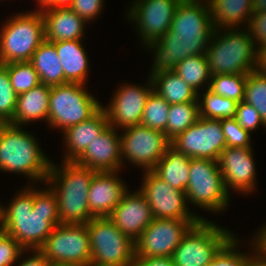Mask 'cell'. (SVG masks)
<instances>
[{"label":"cell","instance_id":"6da1fadb","mask_svg":"<svg viewBox=\"0 0 266 266\" xmlns=\"http://www.w3.org/2000/svg\"><path fill=\"white\" fill-rule=\"evenodd\" d=\"M205 1L203 4L202 0H181L169 31L147 44L156 54L150 79L174 71L176 65L189 56L206 55L215 29L208 1Z\"/></svg>","mask_w":266,"mask_h":266},{"label":"cell","instance_id":"7a4b0ae2","mask_svg":"<svg viewBox=\"0 0 266 266\" xmlns=\"http://www.w3.org/2000/svg\"><path fill=\"white\" fill-rule=\"evenodd\" d=\"M26 187L9 203L0 205V230L24 250H39L56 225H60L57 197L53 190Z\"/></svg>","mask_w":266,"mask_h":266},{"label":"cell","instance_id":"3957f363","mask_svg":"<svg viewBox=\"0 0 266 266\" xmlns=\"http://www.w3.org/2000/svg\"><path fill=\"white\" fill-rule=\"evenodd\" d=\"M95 172L74 162L63 161L60 168L51 163L46 184L57 197L61 224H86L94 217L89 211L88 192Z\"/></svg>","mask_w":266,"mask_h":266},{"label":"cell","instance_id":"277c9868","mask_svg":"<svg viewBox=\"0 0 266 266\" xmlns=\"http://www.w3.org/2000/svg\"><path fill=\"white\" fill-rule=\"evenodd\" d=\"M32 134L21 126L0 123V170L24 174L32 182H46L52 162Z\"/></svg>","mask_w":266,"mask_h":266},{"label":"cell","instance_id":"5b68a950","mask_svg":"<svg viewBox=\"0 0 266 266\" xmlns=\"http://www.w3.org/2000/svg\"><path fill=\"white\" fill-rule=\"evenodd\" d=\"M215 29L206 49L211 76L216 74H248L254 71L257 48L248 30ZM219 30V31H218Z\"/></svg>","mask_w":266,"mask_h":266},{"label":"cell","instance_id":"8992f818","mask_svg":"<svg viewBox=\"0 0 266 266\" xmlns=\"http://www.w3.org/2000/svg\"><path fill=\"white\" fill-rule=\"evenodd\" d=\"M44 40L41 11L14 15L0 33V63L29 62Z\"/></svg>","mask_w":266,"mask_h":266},{"label":"cell","instance_id":"52a82bcc","mask_svg":"<svg viewBox=\"0 0 266 266\" xmlns=\"http://www.w3.org/2000/svg\"><path fill=\"white\" fill-rule=\"evenodd\" d=\"M86 225L91 248L90 266H133L134 241L108 217H93Z\"/></svg>","mask_w":266,"mask_h":266},{"label":"cell","instance_id":"ba28073f","mask_svg":"<svg viewBox=\"0 0 266 266\" xmlns=\"http://www.w3.org/2000/svg\"><path fill=\"white\" fill-rule=\"evenodd\" d=\"M102 107L84 84L65 83L52 86L49 97L48 123L65 131L93 117Z\"/></svg>","mask_w":266,"mask_h":266},{"label":"cell","instance_id":"9c48e42d","mask_svg":"<svg viewBox=\"0 0 266 266\" xmlns=\"http://www.w3.org/2000/svg\"><path fill=\"white\" fill-rule=\"evenodd\" d=\"M233 233L206 219L194 224L175 248V266H205L233 237Z\"/></svg>","mask_w":266,"mask_h":266},{"label":"cell","instance_id":"30bf717a","mask_svg":"<svg viewBox=\"0 0 266 266\" xmlns=\"http://www.w3.org/2000/svg\"><path fill=\"white\" fill-rule=\"evenodd\" d=\"M189 181L186 188L187 201L204 210L215 213L228 206L230 191L216 160L191 158Z\"/></svg>","mask_w":266,"mask_h":266},{"label":"cell","instance_id":"8fae6325","mask_svg":"<svg viewBox=\"0 0 266 266\" xmlns=\"http://www.w3.org/2000/svg\"><path fill=\"white\" fill-rule=\"evenodd\" d=\"M39 251L52 266H90L87 225H56Z\"/></svg>","mask_w":266,"mask_h":266},{"label":"cell","instance_id":"7c38bea8","mask_svg":"<svg viewBox=\"0 0 266 266\" xmlns=\"http://www.w3.org/2000/svg\"><path fill=\"white\" fill-rule=\"evenodd\" d=\"M121 155L132 164L151 171L171 146V141L164 132L143 125L122 129Z\"/></svg>","mask_w":266,"mask_h":266},{"label":"cell","instance_id":"4fadbf2b","mask_svg":"<svg viewBox=\"0 0 266 266\" xmlns=\"http://www.w3.org/2000/svg\"><path fill=\"white\" fill-rule=\"evenodd\" d=\"M140 192L145 196L151 207L153 218L204 220L188 209L185 191L171 187L159 178L152 170L145 171Z\"/></svg>","mask_w":266,"mask_h":266},{"label":"cell","instance_id":"5bb4252c","mask_svg":"<svg viewBox=\"0 0 266 266\" xmlns=\"http://www.w3.org/2000/svg\"><path fill=\"white\" fill-rule=\"evenodd\" d=\"M199 221L154 218L134 242L135 257H172L183 236Z\"/></svg>","mask_w":266,"mask_h":266},{"label":"cell","instance_id":"9a60e30c","mask_svg":"<svg viewBox=\"0 0 266 266\" xmlns=\"http://www.w3.org/2000/svg\"><path fill=\"white\" fill-rule=\"evenodd\" d=\"M171 146L189 158L218 161L221 151L226 147L221 121L200 117L174 138Z\"/></svg>","mask_w":266,"mask_h":266},{"label":"cell","instance_id":"2e32d148","mask_svg":"<svg viewBox=\"0 0 266 266\" xmlns=\"http://www.w3.org/2000/svg\"><path fill=\"white\" fill-rule=\"evenodd\" d=\"M181 0H135L127 15L139 30L144 45L158 40L169 31Z\"/></svg>","mask_w":266,"mask_h":266},{"label":"cell","instance_id":"e0dca14e","mask_svg":"<svg viewBox=\"0 0 266 266\" xmlns=\"http://www.w3.org/2000/svg\"><path fill=\"white\" fill-rule=\"evenodd\" d=\"M146 85L125 84L117 89L109 106L103 108L111 127L118 130L140 125L147 98L153 91V83L149 77Z\"/></svg>","mask_w":266,"mask_h":266},{"label":"cell","instance_id":"ac0fdd59","mask_svg":"<svg viewBox=\"0 0 266 266\" xmlns=\"http://www.w3.org/2000/svg\"><path fill=\"white\" fill-rule=\"evenodd\" d=\"M218 163L227 191L230 188L248 194L254 190L256 169L252 147H225Z\"/></svg>","mask_w":266,"mask_h":266},{"label":"cell","instance_id":"d6986e66","mask_svg":"<svg viewBox=\"0 0 266 266\" xmlns=\"http://www.w3.org/2000/svg\"><path fill=\"white\" fill-rule=\"evenodd\" d=\"M74 163L96 172H118L124 163L121 155V136L117 129L109 125Z\"/></svg>","mask_w":266,"mask_h":266},{"label":"cell","instance_id":"ffe728a7","mask_svg":"<svg viewBox=\"0 0 266 266\" xmlns=\"http://www.w3.org/2000/svg\"><path fill=\"white\" fill-rule=\"evenodd\" d=\"M107 217L134 242L154 219L151 207L140 190L127 191Z\"/></svg>","mask_w":266,"mask_h":266},{"label":"cell","instance_id":"44dd1931","mask_svg":"<svg viewBox=\"0 0 266 266\" xmlns=\"http://www.w3.org/2000/svg\"><path fill=\"white\" fill-rule=\"evenodd\" d=\"M116 171L95 172L88 192L89 211L94 217H107L128 191Z\"/></svg>","mask_w":266,"mask_h":266},{"label":"cell","instance_id":"7402d4cb","mask_svg":"<svg viewBox=\"0 0 266 266\" xmlns=\"http://www.w3.org/2000/svg\"><path fill=\"white\" fill-rule=\"evenodd\" d=\"M44 20L45 40L56 42L83 38L87 23L67 5L50 7L41 11Z\"/></svg>","mask_w":266,"mask_h":266},{"label":"cell","instance_id":"603a6c76","mask_svg":"<svg viewBox=\"0 0 266 266\" xmlns=\"http://www.w3.org/2000/svg\"><path fill=\"white\" fill-rule=\"evenodd\" d=\"M109 126L103 107L90 119L68 127L64 133L67 154L64 162H74L91 143Z\"/></svg>","mask_w":266,"mask_h":266},{"label":"cell","instance_id":"cb8c5ba5","mask_svg":"<svg viewBox=\"0 0 266 266\" xmlns=\"http://www.w3.org/2000/svg\"><path fill=\"white\" fill-rule=\"evenodd\" d=\"M51 86L39 84L27 92L17 95L13 119L9 122L16 126L41 119L48 121L49 97Z\"/></svg>","mask_w":266,"mask_h":266},{"label":"cell","instance_id":"d4e9b609","mask_svg":"<svg viewBox=\"0 0 266 266\" xmlns=\"http://www.w3.org/2000/svg\"><path fill=\"white\" fill-rule=\"evenodd\" d=\"M82 39L51 42L63 67L65 83H86L89 61Z\"/></svg>","mask_w":266,"mask_h":266},{"label":"cell","instance_id":"484cf974","mask_svg":"<svg viewBox=\"0 0 266 266\" xmlns=\"http://www.w3.org/2000/svg\"><path fill=\"white\" fill-rule=\"evenodd\" d=\"M214 29L239 28L253 14L252 0H207ZM245 21V22H244Z\"/></svg>","mask_w":266,"mask_h":266},{"label":"cell","instance_id":"4316f807","mask_svg":"<svg viewBox=\"0 0 266 266\" xmlns=\"http://www.w3.org/2000/svg\"><path fill=\"white\" fill-rule=\"evenodd\" d=\"M190 165L191 158L170 146L152 171L171 187L186 191Z\"/></svg>","mask_w":266,"mask_h":266},{"label":"cell","instance_id":"83f0119b","mask_svg":"<svg viewBox=\"0 0 266 266\" xmlns=\"http://www.w3.org/2000/svg\"><path fill=\"white\" fill-rule=\"evenodd\" d=\"M153 90L169 104L196 102L200 94L176 72L161 73L151 78Z\"/></svg>","mask_w":266,"mask_h":266},{"label":"cell","instance_id":"f1b7e54d","mask_svg":"<svg viewBox=\"0 0 266 266\" xmlns=\"http://www.w3.org/2000/svg\"><path fill=\"white\" fill-rule=\"evenodd\" d=\"M29 62L38 72L42 84L51 87L64 84L63 67L51 42L44 40Z\"/></svg>","mask_w":266,"mask_h":266},{"label":"cell","instance_id":"f546056e","mask_svg":"<svg viewBox=\"0 0 266 266\" xmlns=\"http://www.w3.org/2000/svg\"><path fill=\"white\" fill-rule=\"evenodd\" d=\"M199 101L170 104L166 131L164 132L170 141L199 120Z\"/></svg>","mask_w":266,"mask_h":266},{"label":"cell","instance_id":"4dcf8cb0","mask_svg":"<svg viewBox=\"0 0 266 266\" xmlns=\"http://www.w3.org/2000/svg\"><path fill=\"white\" fill-rule=\"evenodd\" d=\"M174 72L197 92L204 83L210 84L211 73L206 55L185 58L176 65Z\"/></svg>","mask_w":266,"mask_h":266},{"label":"cell","instance_id":"1f68e13d","mask_svg":"<svg viewBox=\"0 0 266 266\" xmlns=\"http://www.w3.org/2000/svg\"><path fill=\"white\" fill-rule=\"evenodd\" d=\"M199 105L200 117L207 119H228L235 118L238 102L222 97L207 89L203 92Z\"/></svg>","mask_w":266,"mask_h":266},{"label":"cell","instance_id":"d6a6232c","mask_svg":"<svg viewBox=\"0 0 266 266\" xmlns=\"http://www.w3.org/2000/svg\"><path fill=\"white\" fill-rule=\"evenodd\" d=\"M247 74H216L211 76L208 87L213 93L241 102L244 99V87Z\"/></svg>","mask_w":266,"mask_h":266},{"label":"cell","instance_id":"836d02e7","mask_svg":"<svg viewBox=\"0 0 266 266\" xmlns=\"http://www.w3.org/2000/svg\"><path fill=\"white\" fill-rule=\"evenodd\" d=\"M169 109L170 104L153 90L144 106L140 125L165 132Z\"/></svg>","mask_w":266,"mask_h":266},{"label":"cell","instance_id":"e575fe53","mask_svg":"<svg viewBox=\"0 0 266 266\" xmlns=\"http://www.w3.org/2000/svg\"><path fill=\"white\" fill-rule=\"evenodd\" d=\"M4 65L7 67L11 86L17 95L41 84L39 74L30 62H14Z\"/></svg>","mask_w":266,"mask_h":266},{"label":"cell","instance_id":"d590c367","mask_svg":"<svg viewBox=\"0 0 266 266\" xmlns=\"http://www.w3.org/2000/svg\"><path fill=\"white\" fill-rule=\"evenodd\" d=\"M243 101L254 106L266 124V78L255 71L248 73Z\"/></svg>","mask_w":266,"mask_h":266},{"label":"cell","instance_id":"8d00e7d4","mask_svg":"<svg viewBox=\"0 0 266 266\" xmlns=\"http://www.w3.org/2000/svg\"><path fill=\"white\" fill-rule=\"evenodd\" d=\"M17 94L11 86L7 67L0 63V123H9L13 119Z\"/></svg>","mask_w":266,"mask_h":266},{"label":"cell","instance_id":"74e56055","mask_svg":"<svg viewBox=\"0 0 266 266\" xmlns=\"http://www.w3.org/2000/svg\"><path fill=\"white\" fill-rule=\"evenodd\" d=\"M238 240L233 236L205 266H246L251 256L237 252Z\"/></svg>","mask_w":266,"mask_h":266},{"label":"cell","instance_id":"f35d334b","mask_svg":"<svg viewBox=\"0 0 266 266\" xmlns=\"http://www.w3.org/2000/svg\"><path fill=\"white\" fill-rule=\"evenodd\" d=\"M226 147H251L250 133L235 118L221 119Z\"/></svg>","mask_w":266,"mask_h":266},{"label":"cell","instance_id":"ab89813d","mask_svg":"<svg viewBox=\"0 0 266 266\" xmlns=\"http://www.w3.org/2000/svg\"><path fill=\"white\" fill-rule=\"evenodd\" d=\"M235 119L238 124L249 133L257 130L261 124L266 128V124L262 120L260 114L254 106L241 101L237 104Z\"/></svg>","mask_w":266,"mask_h":266},{"label":"cell","instance_id":"60d3db41","mask_svg":"<svg viewBox=\"0 0 266 266\" xmlns=\"http://www.w3.org/2000/svg\"><path fill=\"white\" fill-rule=\"evenodd\" d=\"M24 250L12 237L0 230V266H12L24 254Z\"/></svg>","mask_w":266,"mask_h":266},{"label":"cell","instance_id":"b9f144b4","mask_svg":"<svg viewBox=\"0 0 266 266\" xmlns=\"http://www.w3.org/2000/svg\"><path fill=\"white\" fill-rule=\"evenodd\" d=\"M103 3V0H69L67 6L86 22H89L102 12Z\"/></svg>","mask_w":266,"mask_h":266},{"label":"cell","instance_id":"7bdbcfd3","mask_svg":"<svg viewBox=\"0 0 266 266\" xmlns=\"http://www.w3.org/2000/svg\"><path fill=\"white\" fill-rule=\"evenodd\" d=\"M246 26L257 49L266 47V11L253 13Z\"/></svg>","mask_w":266,"mask_h":266},{"label":"cell","instance_id":"ee69618b","mask_svg":"<svg viewBox=\"0 0 266 266\" xmlns=\"http://www.w3.org/2000/svg\"><path fill=\"white\" fill-rule=\"evenodd\" d=\"M133 266H175L172 257H134Z\"/></svg>","mask_w":266,"mask_h":266},{"label":"cell","instance_id":"f6af8a7d","mask_svg":"<svg viewBox=\"0 0 266 266\" xmlns=\"http://www.w3.org/2000/svg\"><path fill=\"white\" fill-rule=\"evenodd\" d=\"M34 253L30 258H25L17 266H52L39 250H32Z\"/></svg>","mask_w":266,"mask_h":266},{"label":"cell","instance_id":"bcb514c9","mask_svg":"<svg viewBox=\"0 0 266 266\" xmlns=\"http://www.w3.org/2000/svg\"><path fill=\"white\" fill-rule=\"evenodd\" d=\"M254 71L261 77L266 78V47L257 49Z\"/></svg>","mask_w":266,"mask_h":266},{"label":"cell","instance_id":"7dc6e473","mask_svg":"<svg viewBox=\"0 0 266 266\" xmlns=\"http://www.w3.org/2000/svg\"><path fill=\"white\" fill-rule=\"evenodd\" d=\"M252 247H254V252L252 256L249 257L246 266H266V255H264L257 246L256 241H254ZM254 244V245H253ZM256 247V248H255ZM254 255V256H253Z\"/></svg>","mask_w":266,"mask_h":266},{"label":"cell","instance_id":"c3c4849f","mask_svg":"<svg viewBox=\"0 0 266 266\" xmlns=\"http://www.w3.org/2000/svg\"><path fill=\"white\" fill-rule=\"evenodd\" d=\"M38 1V5L40 7L38 8H41L37 11H43L47 8H50V7H58V6H64V5H67L69 0H37Z\"/></svg>","mask_w":266,"mask_h":266},{"label":"cell","instance_id":"681fc988","mask_svg":"<svg viewBox=\"0 0 266 266\" xmlns=\"http://www.w3.org/2000/svg\"><path fill=\"white\" fill-rule=\"evenodd\" d=\"M257 233L256 237L252 238V241H256L258 249H266V226L264 225Z\"/></svg>","mask_w":266,"mask_h":266},{"label":"cell","instance_id":"f907efd6","mask_svg":"<svg viewBox=\"0 0 266 266\" xmlns=\"http://www.w3.org/2000/svg\"><path fill=\"white\" fill-rule=\"evenodd\" d=\"M253 13L266 11V0H252Z\"/></svg>","mask_w":266,"mask_h":266},{"label":"cell","instance_id":"816d5d0a","mask_svg":"<svg viewBox=\"0 0 266 266\" xmlns=\"http://www.w3.org/2000/svg\"><path fill=\"white\" fill-rule=\"evenodd\" d=\"M264 255H266V249H259Z\"/></svg>","mask_w":266,"mask_h":266}]
</instances>
